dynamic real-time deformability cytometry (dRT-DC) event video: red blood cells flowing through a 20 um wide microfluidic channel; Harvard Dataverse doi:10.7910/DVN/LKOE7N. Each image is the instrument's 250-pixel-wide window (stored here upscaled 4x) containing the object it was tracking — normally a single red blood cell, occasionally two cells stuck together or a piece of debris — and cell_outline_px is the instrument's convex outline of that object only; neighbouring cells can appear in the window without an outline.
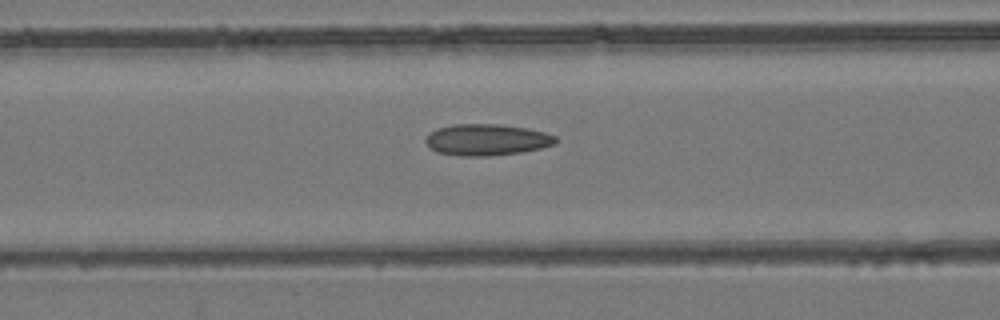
{"species": "common noctule bat (a hibernating species)", "species_latin": "Nyctalus noctula", "temperature_condition": "room temperature", "stored_images_in_passage": 53, "camera_frame_rate_fps": 3000, "um_per_image_px": 0.085, "animal": {"sex": "female", "body_mass_g": 24.6, "forearm_length_mm": 56.2}, "frame": {"image": 1, "passage_image": 22, "time_ms": 7.0, "image_size_px": [1000, 320], "cell_outline_px": [[556, 144], [540, 148], [520, 152], [488, 156], [464, 156], [436, 152], [424, 140], [436, 128], [452, 124], [496, 124], [528, 128], [544, 132], [556, 136]], "centroid_in_image_um": [41.38, 11.87], "position_along_channel_um": 125.2, "area_um2": 23.64}}
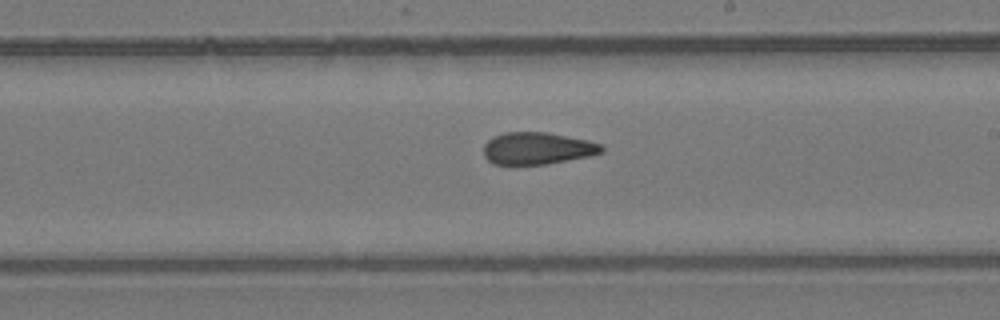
{"frame": {"image": 2, "passage_image": 31, "time_ms": 10.0, "image_size_px": [1000, 320], "cell_outline_px": [[604, 152], [592, 156], [544, 164], [492, 164], [484, 156], [484, 144], [488, 140], [504, 132], [548, 132], [588, 140], [600, 144], [604, 148]], "centroid_in_image_um": [45.7, 12.61], "position_along_channel_um": 243.3, "area_um2": 22.08}}
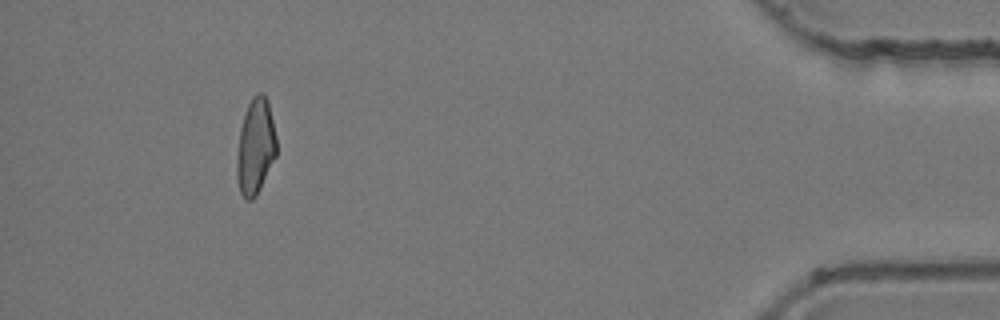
{"frame": {"image": 3, "passage_image": 49, "time_ms": 16.0, "image_size_px": [1000, 320], "cell_outline_px": [[276, 156], [256, 196], [252, 200], [244, 200], [240, 192], [236, 176], [236, 160], [240, 128], [248, 104], [252, 96], [260, 92], [264, 92], [268, 100], [276, 136]], "centroid_in_image_um": [21.71, 12.46], "position_along_channel_um": 413.5, "area_um2": 22.25}, "authors_computed_cell_mechanics": {"area_um2": 22.8888, "velocity_mm_per_s": 3.9459, "shape_relaxation_time_tau1_ms": null, "shape_relaxation_time_tau2_ms": 3.1599, "deformation_change_tau1": null, "deformation_change_tau2": 0.109}}